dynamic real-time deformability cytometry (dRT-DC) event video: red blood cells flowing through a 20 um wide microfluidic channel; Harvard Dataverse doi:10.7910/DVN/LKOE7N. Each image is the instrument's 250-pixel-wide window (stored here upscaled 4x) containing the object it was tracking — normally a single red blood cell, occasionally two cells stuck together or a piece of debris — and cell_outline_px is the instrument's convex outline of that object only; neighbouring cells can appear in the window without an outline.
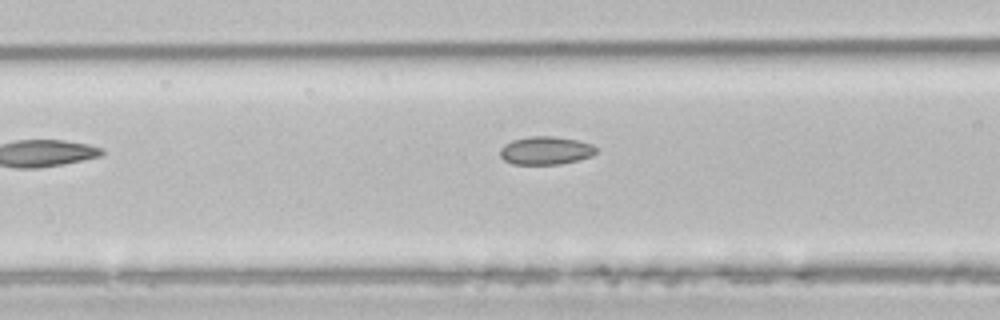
{"species": "common noctule bat (a hibernating species)", "species_latin": "Nyctalus noctula", "temperature_condition": "room temperature", "stored_images_in_passage": 5, "segment_of_instrument_passage": [1, 2], "camera_frame_rate_fps": 3000, "um_per_image_px": 0.085, "animal": {"sex": "male", "body_mass_g": 21.5, "forearm_length_mm": 52.0}, "frame": {"image": 1, "passage_image": 4, "time_ms": 4.0, "image_size_px": [1000, 320], "cell_outline_px": [[596, 152], [592, 156], [580, 160], [560, 164], [512, 164], [504, 160], [500, 156], [500, 148], [504, 144], [512, 140], [528, 136], [552, 136], [576, 140], [592, 144], [596, 148]], "centroid_in_image_um": [46.37, 12.8], "position_along_channel_um": 120.2, "area_um2": 15.84}}